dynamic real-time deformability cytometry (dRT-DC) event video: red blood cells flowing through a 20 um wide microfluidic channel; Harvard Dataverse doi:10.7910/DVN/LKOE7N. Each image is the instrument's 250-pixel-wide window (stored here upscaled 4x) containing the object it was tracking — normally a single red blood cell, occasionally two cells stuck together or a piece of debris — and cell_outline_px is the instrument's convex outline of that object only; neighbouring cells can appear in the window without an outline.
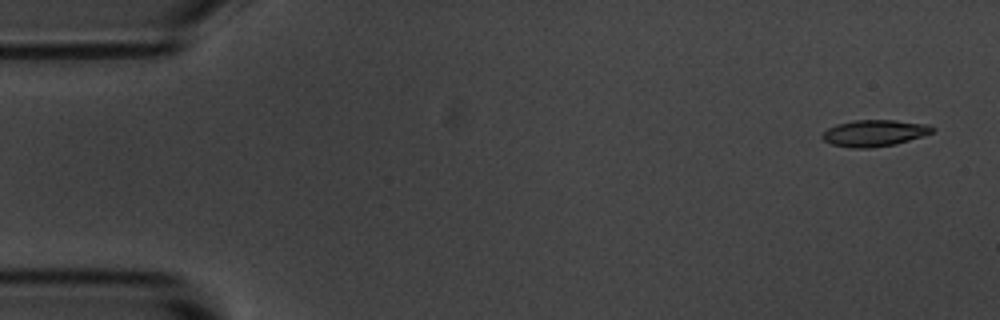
{"species": "common noctule bat (a hibernating species)", "species_latin": "Nyctalus noctula", "temperature_condition": "room temperature", "stored_images_in_passage": 53, "camera_frame_rate_fps": 3000, "um_per_image_px": 0.085, "animal": {"sex": "male", "body_mass_g": 20.1, "forearm_length_mm": 53.5}, "frame": {"image": 1, "passage_image": 1, "time_ms": 0.0, "image_size_px": [1000, 320], "cell_outline_px": [[936, 128], [932, 132], [896, 144], [872, 148], [852, 148], [832, 144], [824, 140], [820, 136], [828, 128], [836, 124], [852, 120], [896, 120], [928, 124]], "centroid_in_image_um": [74.3, 11.3], "position_along_channel_um": 10.7, "area_um2": 16.99}}
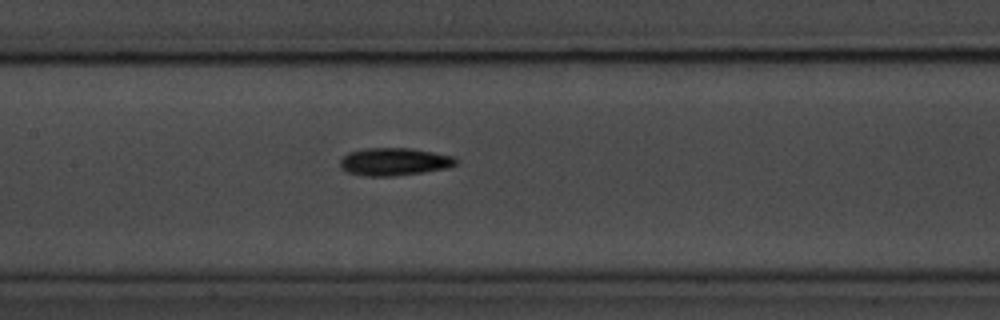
{"frame": {"image": 2, "passage_image": 24, "time_ms": 7.667, "image_size_px": [1000, 320], "cell_outline_px": [[460, 160], [456, 164], [448, 168], [424, 172], [396, 176], [364, 176], [348, 172], [340, 168], [340, 160], [348, 152], [364, 148], [412, 148], [452, 156]], "centroid_in_image_um": [33.51, 13.75], "position_along_channel_um": 173.9, "area_um2": 18.84}}
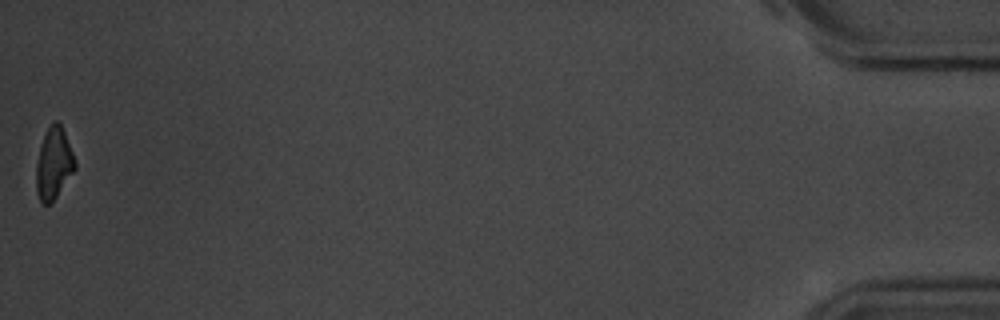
{"frame": {"image": 3, "passage_image": 53, "time_ms": 17.333, "image_size_px": [1000, 320], "cell_outline_px": [[76, 168], [56, 196], [48, 204], [40, 204], [36, 192], [36, 164], [40, 144], [52, 120], [56, 120], [60, 124], [64, 132], [72, 152], [76, 164]], "centroid_in_image_um": [4.54, 13.9], "position_along_channel_um": 430.7, "area_um2": 16.01}, "authors_computed_cell_mechanics": {"area_um2": 17.4556, "velocity_mm_per_s": 3.672, "shape_relaxation_time_tau1_ms": 3.0388, "shape_relaxation_time_tau2_ms": null, "deformation_change_tau1": 0.1276, "deformation_change_tau2": null}}